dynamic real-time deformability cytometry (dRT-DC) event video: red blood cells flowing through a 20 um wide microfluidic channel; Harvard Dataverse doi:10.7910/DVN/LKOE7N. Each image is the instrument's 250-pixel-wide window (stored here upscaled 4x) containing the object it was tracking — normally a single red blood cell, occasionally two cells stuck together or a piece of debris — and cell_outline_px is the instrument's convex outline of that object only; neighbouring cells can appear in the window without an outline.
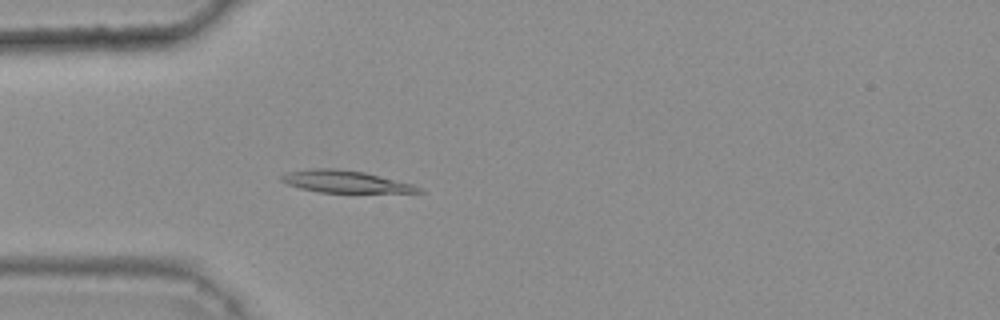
{"species": "common noctule bat (a hibernating species)", "species_latin": "Nyctalus noctula", "temperature_condition": "warm", "stored_images_in_passage": 35, "camera_frame_rate_fps": 3000, "um_per_image_px": 0.085, "animal": {"sex": "female", "body_mass_g": 25.1}, "frame": {"image": 1, "passage_image": 5, "time_ms": 1.333, "image_size_px": [1000, 320], "cell_outline_px": [[424, 192], [320, 192], [300, 188], [288, 184], [280, 180], [280, 176], [288, 172], [312, 168], [332, 168], [364, 172], [412, 184], [420, 188]], "centroid_in_image_um": [29.29, 15.43], "position_along_channel_um": 55.7, "area_um2": 17.28}}
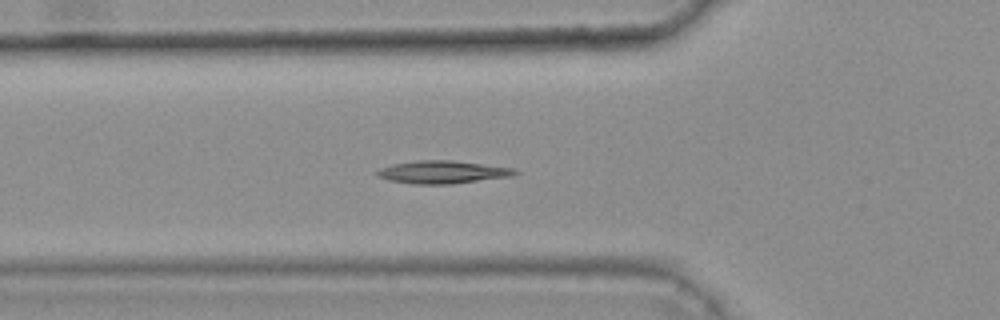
{"frame": {"image": 2, "passage_image": 8, "time_ms": 2.333, "image_size_px": [1000, 320], "cell_outline_px": [[520, 172], [512, 176], [452, 184], [412, 184], [388, 180], [376, 176], [376, 172], [380, 168], [396, 164], [420, 160], [452, 160], [516, 168]], "centroid_in_image_um": [37.65, 14.63], "position_along_channel_um": 88.1, "area_um2": 18.32}}
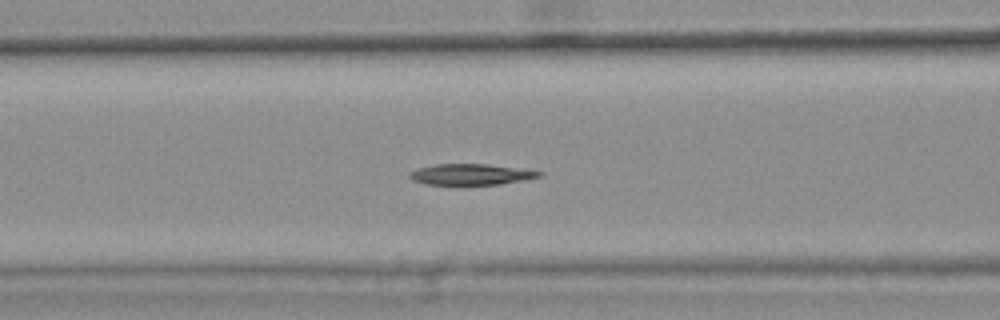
{"frame": {"image": 3, "passage_image": 11, "time_ms": 3.333, "image_size_px": [1000, 320], "cell_outline_px": [[544, 172], [540, 176], [524, 180], [500, 184], [428, 184], [412, 180], [408, 176], [412, 172], [420, 168], [436, 164], [488, 164], [524, 168]], "centroid_in_image_um": [40.1, 14.81], "position_along_channel_um": 126.5, "area_um2": 15.66}, "authors_computed_cell_mechanics": {"area_um2": 16.762, "velocity_mm_per_s": 3.8061, "shape_relaxation_time_tau1_ms": null, "shape_relaxation_time_tau2_ms": 8.0138, "deformation_change_tau1": null, "deformation_change_tau2": 0.1221}}